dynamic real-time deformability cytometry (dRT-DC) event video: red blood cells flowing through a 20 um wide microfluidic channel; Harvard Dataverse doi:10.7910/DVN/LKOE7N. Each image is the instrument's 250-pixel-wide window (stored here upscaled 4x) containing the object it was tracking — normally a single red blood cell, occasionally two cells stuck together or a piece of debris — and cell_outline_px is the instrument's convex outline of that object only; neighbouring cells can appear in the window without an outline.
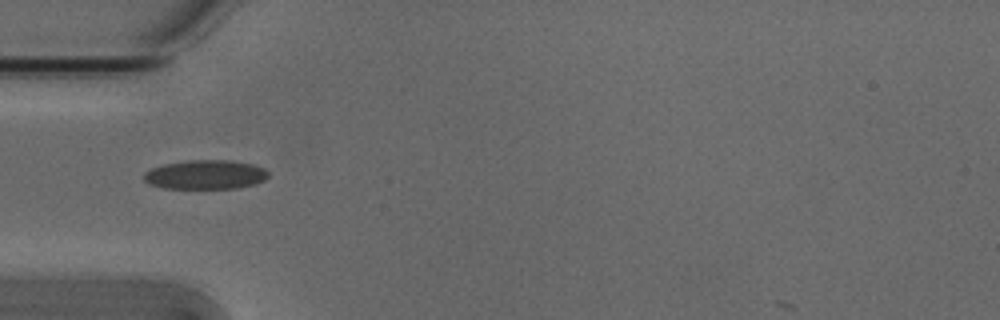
{"species": "Egyptian fruit bat (a non-hibernating species)", "species_latin": "Rousettus aegyptiacus", "temperature_condition": "cold", "stored_images_in_passage": 38, "camera_frame_rate_fps": 3000, "um_per_image_px": 0.085, "animal": {"sex": "male"}, "frame": {"image": 1, "passage_image": 1, "time_ms": 0.0, "image_size_px": [1000, 320], "cell_outline_px": [[268, 176], [264, 180], [256, 184], [236, 188], [164, 188], [148, 184], [144, 180], [144, 172], [152, 168], [164, 164], [188, 160], [228, 160], [252, 164], [264, 168], [268, 172]], "centroid_in_image_um": [17.46, 14.84], "position_along_channel_um": 67.5, "area_um2": 21.15}}
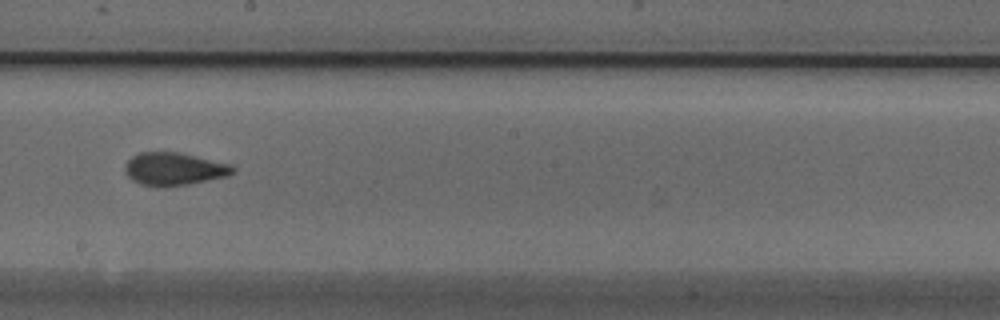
{"frame": {"image": 2, "passage_image": 14, "time_ms": 4.333, "image_size_px": [1000, 320], "cell_outline_px": [[236, 172], [228, 176], [188, 184], [160, 188], [156, 188], [140, 184], [132, 180], [128, 176], [124, 168], [124, 164], [132, 156], [140, 152], [180, 152], [232, 164], [236, 168]], "centroid_in_image_um": [14.81, 14.37], "position_along_channel_um": 233.4, "area_um2": 21.04}}
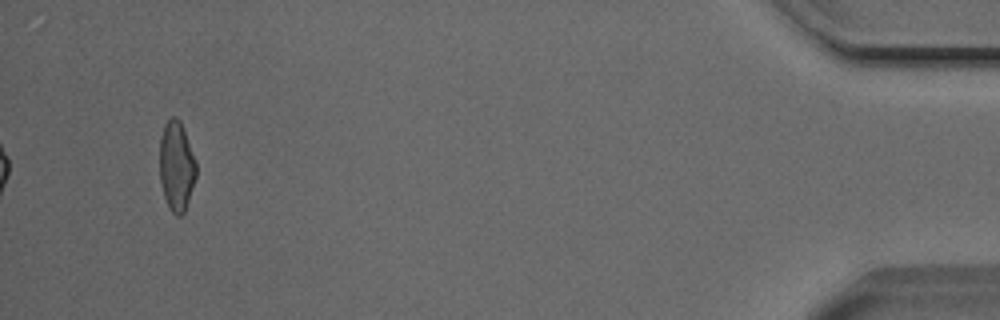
{"frame": {"image": 3, "passage_image": 35, "time_ms": 11.333, "image_size_px": [1000, 320], "cell_outline_px": [[196, 176], [184, 212], [180, 216], [176, 216], [172, 212], [164, 196], [160, 180], [160, 136], [164, 124], [172, 116], [176, 116], [180, 120], [196, 160]], "centroid_in_image_um": [15.0, 14.09], "position_along_channel_um": 420.2, "area_um2": 19.02}, "authors_computed_cell_mechanics": {"area_um2": 19.8832, "velocity_mm_per_s": 3.836, "shape_relaxation_time_tau1_ms": 3.4423, "shape_relaxation_time_tau2_ms": 1.706, "deformation_change_tau1": 0.1169, "deformation_change_tau2": 0.0669}}